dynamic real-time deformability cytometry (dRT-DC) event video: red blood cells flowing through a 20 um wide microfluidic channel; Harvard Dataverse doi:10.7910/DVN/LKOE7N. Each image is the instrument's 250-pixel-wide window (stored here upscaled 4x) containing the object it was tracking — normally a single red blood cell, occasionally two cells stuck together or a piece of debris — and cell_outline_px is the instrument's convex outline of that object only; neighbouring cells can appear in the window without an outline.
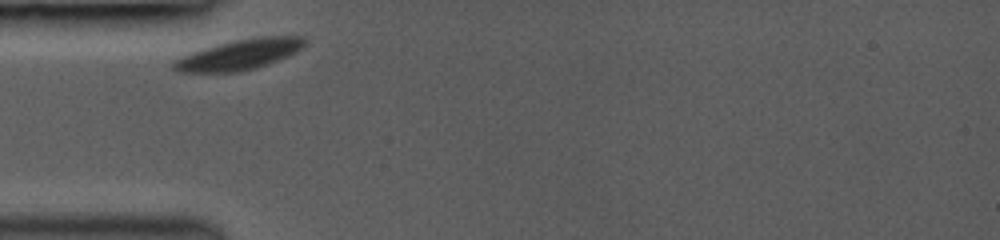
{"species": "common noctule bat (a hibernating species)", "species_latin": "Nyctalus noctula", "temperature_condition": "room temperature", "stored_images_in_passage": 29, "camera_frame_rate_fps": 3000, "um_per_image_px": 0.085, "animal": {"sex": "female", "body_mass_g": 19.0, "forearm_length_mm": 53.3}, "frame": {"image": 1, "passage_image": 1, "time_ms": 0.0, "image_size_px": [1000, 240], "cell_outline_px": [[308, 40], [296, 52], [288, 56], [268, 64], [256, 68], [240, 72], [176, 72], [172, 68], [172, 60], [192, 52], [220, 44], [236, 40], [260, 36], [304, 36]], "centroid_in_image_um": [20.35, 4.65], "position_along_channel_um": 64.7, "area_um2": 23.12}}
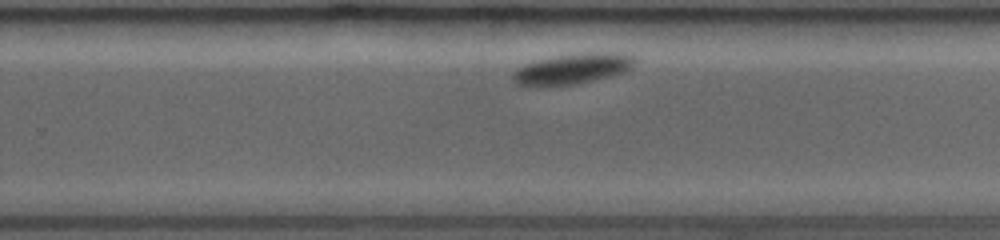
{"frame": {"image": 2, "passage_image": 19, "time_ms": 6.0, "image_size_px": [1000, 240], "cell_outline_px": [[636, 60], [632, 68], [628, 72], [580, 84], [536, 88], [532, 88], [516, 84], [512, 80], [512, 72], [524, 64], [556, 56], [588, 52], [616, 52], [632, 56]], "centroid_in_image_um": [48.65, 5.89], "position_along_channel_um": 281.1, "area_um2": 22.43}}
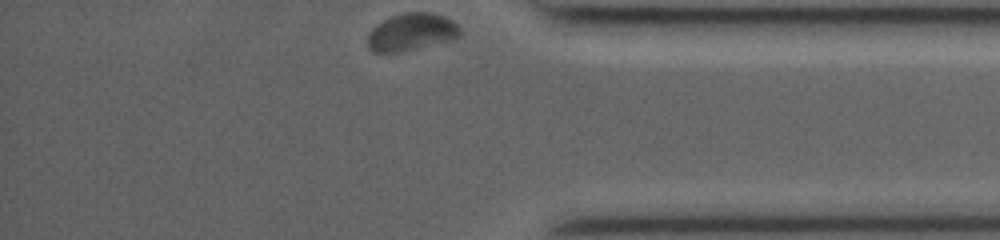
{"frame": {"image": 3, "passage_image": 29, "time_ms": 9.333, "image_size_px": [1000, 240], "cell_outline_px": [[460, 36], [456, 40], [400, 52], [372, 52], [368, 48], [368, 32], [376, 24], [392, 16], [404, 12], [432, 12], [444, 16], [452, 20], [460, 28]], "centroid_in_image_um": [35.0, 2.73], "position_along_channel_um": 400.2, "area_um2": 20.46}, "authors_computed_cell_mechanics": {"area_um2": 22.8888, "velocity_mm_per_s": 3.6425, "shape_relaxation_time_tau1_ms": 0.5084, "shape_relaxation_time_tau2_ms": null, "deformation_change_tau1": 0.0506, "deformation_change_tau2": null}}